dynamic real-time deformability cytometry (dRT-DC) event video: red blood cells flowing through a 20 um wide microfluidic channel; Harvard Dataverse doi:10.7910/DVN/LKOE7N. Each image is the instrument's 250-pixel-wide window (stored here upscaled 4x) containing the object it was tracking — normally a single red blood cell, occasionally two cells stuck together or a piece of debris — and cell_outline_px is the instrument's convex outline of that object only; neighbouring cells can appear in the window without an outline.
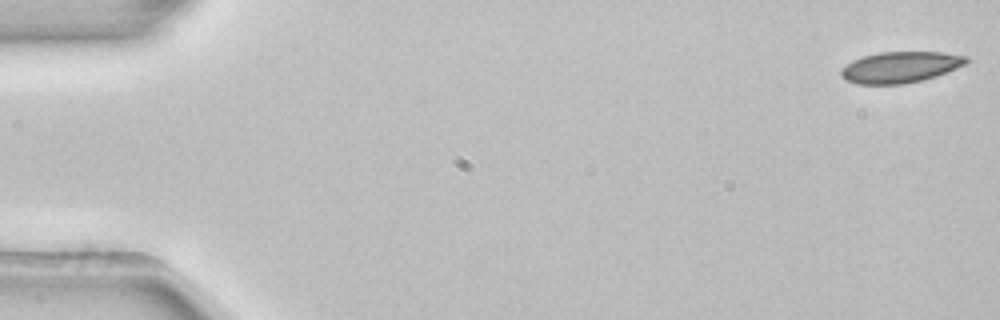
{"species": "common noctule bat (a hibernating species)", "species_latin": "Nyctalus noctula", "temperature_condition": "room temperature", "stored_images_in_passage": 49, "camera_frame_rate_fps": 3000, "um_per_image_px": 0.085, "animal": {"sex": "female", "body_mass_g": 22.7, "forearm_length_mm": 54.2}, "frame": {"image": 1, "passage_image": 1, "time_ms": 0.0, "image_size_px": [1000, 320], "cell_outline_px": [[968, 64], [936, 76], [904, 84], [856, 84], [844, 80], [840, 76], [840, 68], [852, 60], [864, 56], [880, 52], [940, 52], [968, 56]], "centroid_in_image_um": [76.5, 5.71], "position_along_channel_um": 8.5, "area_um2": 22.89}}
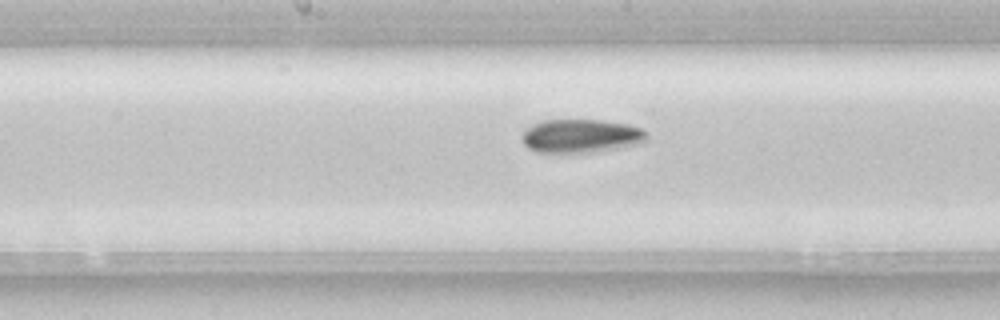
{"frame": {"image": 2, "passage_image": 27, "time_ms": 8.667, "image_size_px": [1000, 320], "cell_outline_px": [[648, 140], [640, 144], [620, 148], [592, 152], [536, 152], [528, 148], [524, 144], [520, 136], [532, 124], [540, 120], [600, 120], [628, 124], [640, 128], [648, 136]], "centroid_in_image_um": [49.38, 11.56], "position_along_channel_um": 198.8, "area_um2": 24.51}}
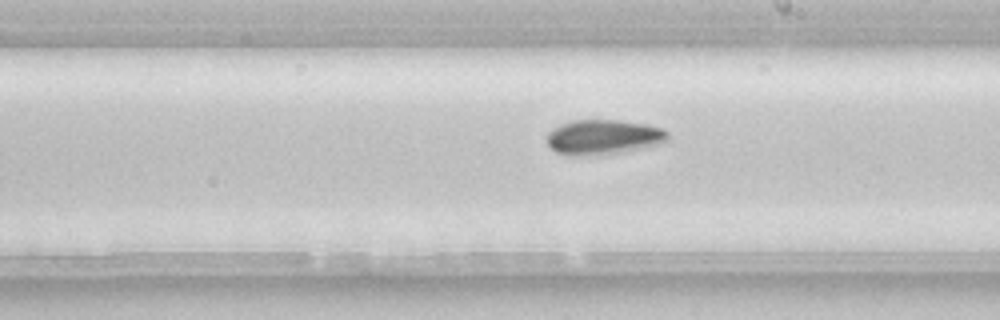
{"frame": {"image": 3, "passage_image": 30, "time_ms": 9.667, "image_size_px": [1000, 320], "cell_outline_px": [[668, 140], [660, 144], [624, 152], [600, 156], [568, 156], [556, 152], [548, 144], [548, 132], [552, 128], [560, 124], [572, 120], [620, 120], [648, 124], [660, 128], [668, 132]], "centroid_in_image_um": [51.28, 11.67], "position_along_channel_um": 237.7, "area_um2": 25.03}, "authors_computed_cell_mechanics": {"area_um2": 23.4668, "velocity_mm_per_s": 3.9046, "shape_relaxation_time_tau1_ms": 5.8816, "shape_relaxation_time_tau2_ms": null, "deformation_change_tau1": 0.1161, "deformation_change_tau2": null}}